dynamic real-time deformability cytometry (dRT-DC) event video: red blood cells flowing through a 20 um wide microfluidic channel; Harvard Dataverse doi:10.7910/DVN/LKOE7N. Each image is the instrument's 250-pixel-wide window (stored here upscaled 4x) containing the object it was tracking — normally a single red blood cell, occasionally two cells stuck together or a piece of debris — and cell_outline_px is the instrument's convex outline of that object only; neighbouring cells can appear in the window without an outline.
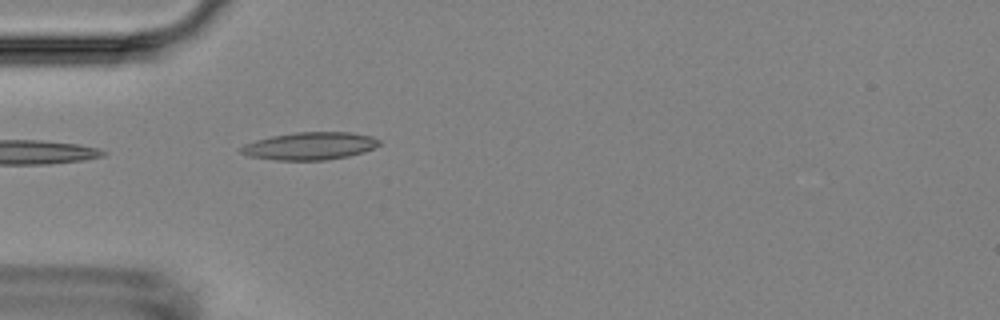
{"species": "Egyptian fruit bat (a non-hibernating species)", "species_latin": "Rousettus aegyptiacus", "temperature_condition": "room temperature", "stored_images_in_passage": 3, "camera_frame_rate_fps": 3000, "um_per_image_px": 0.085, "animal": {"sex": "female"}, "frame": {"image": 1, "passage_image": 3, "time_ms": 2.333, "image_size_px": [1000, 320], "cell_outline_px": [[380, 144], [372, 148], [348, 156], [324, 160], [276, 160], [248, 156], [240, 152], [240, 148], [244, 144], [256, 140], [272, 136], [296, 132], [352, 132], [372, 136], [380, 140]], "centroid_in_image_um": [26.32, 12.4], "position_along_channel_um": 58.7, "area_um2": 22.08}}